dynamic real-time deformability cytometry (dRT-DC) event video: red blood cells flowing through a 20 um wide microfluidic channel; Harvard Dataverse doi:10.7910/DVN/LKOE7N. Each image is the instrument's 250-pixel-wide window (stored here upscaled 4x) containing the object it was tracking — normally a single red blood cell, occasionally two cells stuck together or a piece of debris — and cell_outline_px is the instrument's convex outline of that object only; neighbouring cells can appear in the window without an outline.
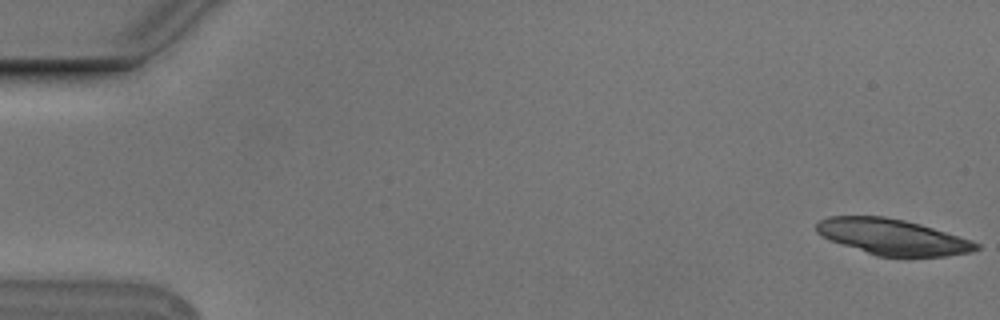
{"species": "Egyptian fruit bat (a non-hibernating species)", "species_latin": "Rousettus aegyptiacus", "temperature_condition": "cold", "stored_images_in_passage": 39, "camera_frame_rate_fps": 3000, "um_per_image_px": 0.085, "animal": {"sex": "male"}, "frame": {"image": 1, "passage_image": 1, "time_ms": 0.0, "image_size_px": [1000, 320], "cell_outline_px": [[980, 248], [972, 252], [944, 256], [876, 256], [820, 236], [816, 232], [816, 224], [820, 220], [828, 216], [884, 216], [904, 220], [920, 224], [980, 244]], "centroid_in_image_um": [75.82, 20.13], "position_along_channel_um": 9.2, "area_um2": 32.89}}
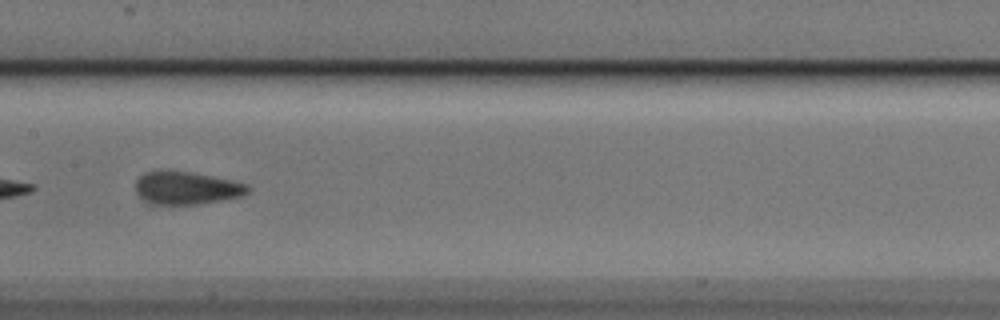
{"frame": {"image": 2, "passage_image": 28, "time_ms": 9.0, "image_size_px": [1000, 320], "cell_outline_px": [[252, 188], [248, 192], [240, 196], [220, 200], [196, 204], [152, 204], [140, 196], [136, 192], [136, 180], [144, 172], [160, 168], [192, 172], [212, 176], [248, 184]], "centroid_in_image_um": [15.82, 15.94], "position_along_channel_um": 191.6, "area_um2": 21.68}}